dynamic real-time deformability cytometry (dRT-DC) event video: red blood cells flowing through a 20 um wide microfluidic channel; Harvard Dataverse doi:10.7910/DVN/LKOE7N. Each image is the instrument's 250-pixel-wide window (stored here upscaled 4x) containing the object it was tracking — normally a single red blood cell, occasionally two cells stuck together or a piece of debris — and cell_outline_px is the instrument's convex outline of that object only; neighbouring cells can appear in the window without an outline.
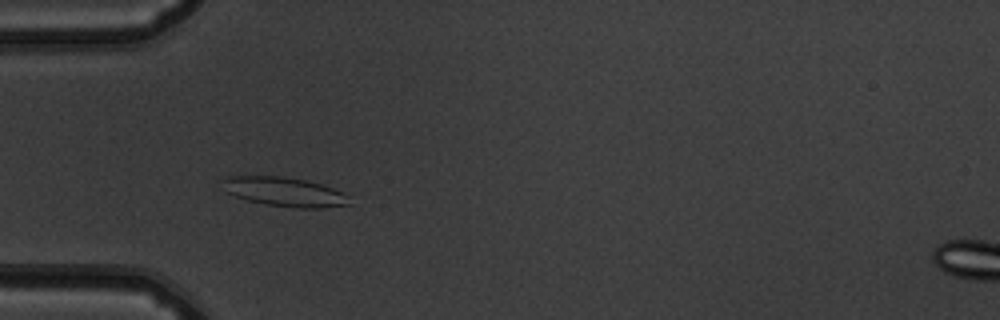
{"species": "common noctule bat (a hibernating species)", "species_latin": "Nyctalus noctula", "temperature_condition": "warm", "stored_images_in_passage": 50, "camera_frame_rate_fps": 3000, "um_per_image_px": 0.085, "animal": {"sex": "male", "body_mass_g": 19.5, "forearm_length_mm": 54.6}, "frame": {"image": 1, "passage_image": 14, "time_ms": 4.333, "image_size_px": [1000, 320], "cell_outline_px": [[352, 204], [320, 208], [300, 208], [264, 204], [248, 200], [224, 192], [224, 180], [228, 176], [280, 176], [304, 180], [320, 184], [332, 188], [348, 196]], "centroid_in_image_um": [24.18, 16.31], "position_along_channel_um": 60.8, "area_um2": 21.33}}
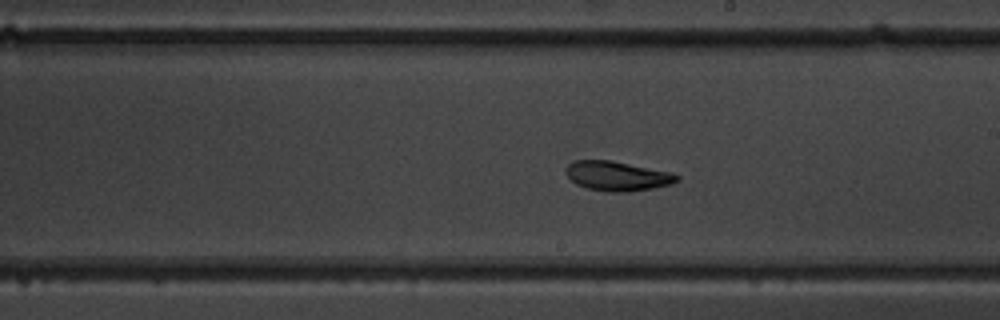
{"frame": {"image": 2, "passage_image": 28, "time_ms": 9.0, "image_size_px": [1000, 320], "cell_outline_px": [[680, 180], [672, 184], [652, 188], [628, 192], [608, 192], [584, 188], [576, 184], [564, 172], [564, 168], [572, 160], [612, 160], [672, 172], [680, 176]], "centroid_in_image_um": [52.46, 14.96], "position_along_channel_um": 236.5, "area_um2": 19.48}}
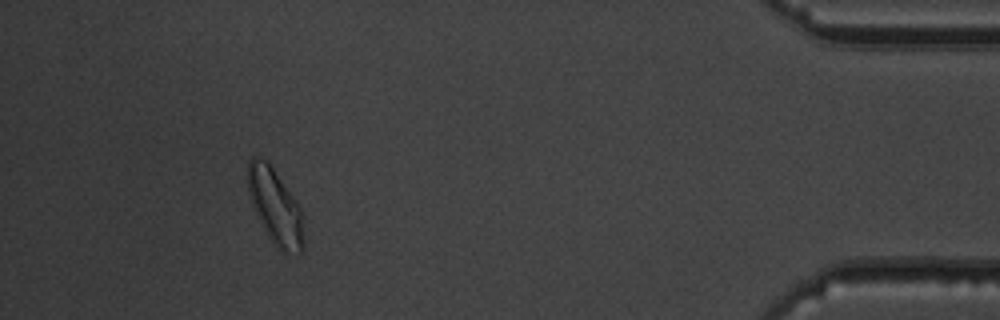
{"frame": {"image": 3, "passage_image": 46, "time_ms": 15.0, "image_size_px": [1000, 320], "cell_outline_px": [[304, 248], [300, 252], [288, 252], [276, 248], [268, 236], [256, 216], [248, 192], [248, 160], [252, 156], [260, 156], [268, 160], [296, 200], [300, 208], [304, 244]], "centroid_in_image_um": [23.37, 17.51], "position_along_channel_um": 411.8, "area_um2": 24.57}, "authors_computed_cell_mechanics": {"area_um2": 20.7213, "velocity_mm_per_s": 3.8555, "shape_relaxation_time_tau1_ms": 9.9105, "shape_relaxation_time_tau2_ms": 2.719, "deformation_change_tau1": 0.1715, "deformation_change_tau2": 0.0846}}